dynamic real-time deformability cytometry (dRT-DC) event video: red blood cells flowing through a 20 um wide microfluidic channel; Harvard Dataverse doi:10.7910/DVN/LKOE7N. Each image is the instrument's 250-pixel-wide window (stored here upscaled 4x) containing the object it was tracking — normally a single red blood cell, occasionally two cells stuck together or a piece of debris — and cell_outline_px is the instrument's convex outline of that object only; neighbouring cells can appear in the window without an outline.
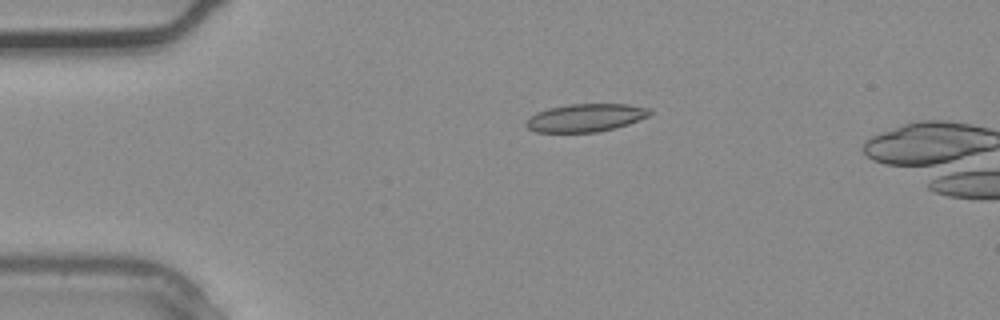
{"species": "common noctule bat (a hibernating species)", "species_latin": "Nyctalus noctula", "temperature_condition": "warm", "stored_images_in_passage": 2, "camera_frame_rate_fps": 3000, "um_per_image_px": 0.085, "animal": {"sex": "male", "body_mass_g": 20.4}, "frame": {"image": 1, "passage_image": 1, "time_ms": 0.0, "image_size_px": [1000, 320], "cell_outline_px": [[652, 112], [648, 116], [628, 124], [616, 128], [596, 132], [536, 132], [528, 128], [524, 124], [536, 112], [548, 108], [572, 104], [628, 104], [652, 108]], "centroid_in_image_um": [49.81, 10.0], "position_along_channel_um": 35.2, "area_um2": 20.11}}